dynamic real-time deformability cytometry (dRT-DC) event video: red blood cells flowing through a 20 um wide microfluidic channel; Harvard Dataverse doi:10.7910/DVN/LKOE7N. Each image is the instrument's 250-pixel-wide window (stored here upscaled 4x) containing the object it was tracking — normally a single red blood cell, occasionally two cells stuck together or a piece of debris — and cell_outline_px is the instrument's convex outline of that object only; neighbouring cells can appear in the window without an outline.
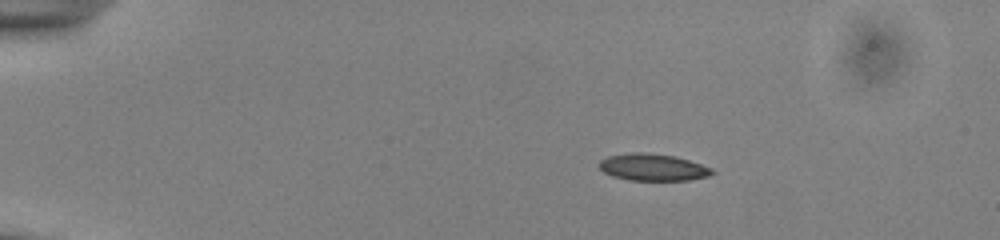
{"species": "common noctule bat (a hibernating species)", "species_latin": "Nyctalus noctula", "temperature_condition": "cold", "stored_images_in_passage": 45, "camera_frame_rate_fps": 3000, "um_per_image_px": 0.085, "animal": {"sex": "male", "body_mass_g": 13.0, "forearm_length_mm": 53.1}, "frame": {"image": 1, "passage_image": 1, "time_ms": 0.0, "image_size_px": [1000, 240], "cell_outline_px": [[716, 172], [708, 176], [688, 180], [628, 180], [612, 176], [604, 172], [600, 168], [600, 160], [608, 156], [632, 152], [644, 152], [676, 156], [712, 168]], "centroid_in_image_um": [55.5, 14.21], "position_along_channel_um": 29.5, "area_um2": 17.69}}
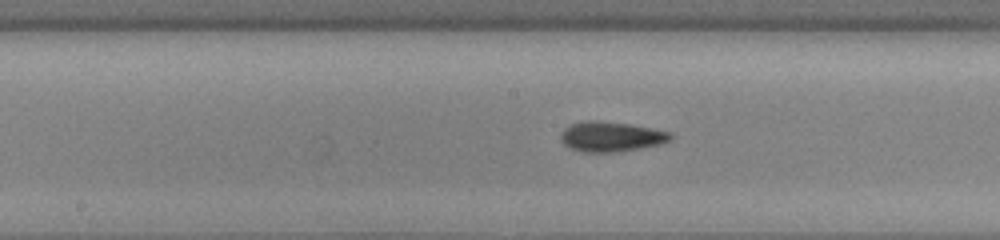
{"frame": {"image": 2, "passage_image": 20, "time_ms": 6.333, "image_size_px": [1000, 240], "cell_outline_px": [[672, 140], [660, 144], [640, 148], [616, 152], [584, 152], [568, 148], [560, 140], [560, 136], [564, 128], [572, 124], [588, 120], [592, 120], [628, 124], [652, 128], [672, 132]], "centroid_in_image_um": [51.94, 11.62], "position_along_channel_um": 196.3, "area_um2": 19.19}}
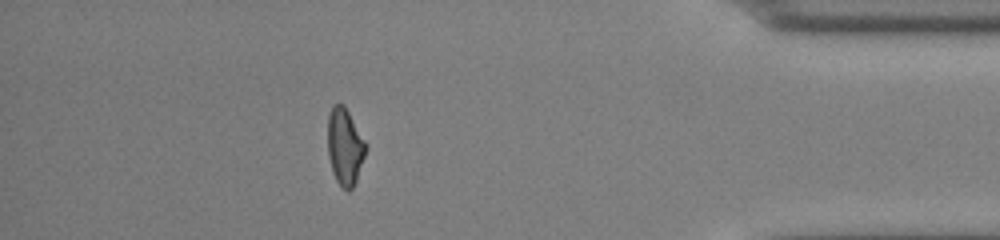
{"frame": {"image": 3, "passage_image": 39, "time_ms": 12.667, "image_size_px": [1000, 240], "cell_outline_px": [[368, 148], [356, 180], [352, 188], [348, 192], [336, 180], [332, 172], [328, 156], [328, 112], [332, 104], [344, 104], [368, 144]], "centroid_in_image_um": [29.32, 12.43], "position_along_channel_um": 405.9, "area_um2": 17.34}, "authors_computed_cell_mechanics": {"area_um2": 17.9758, "velocity_mm_per_s": 3.8941, "shape_relaxation_time_tau1_ms": 7.2024, "shape_relaxation_time_tau2_ms": 5.4311, "deformation_change_tau1": 0.1493, "deformation_change_tau2": 0.1134}}